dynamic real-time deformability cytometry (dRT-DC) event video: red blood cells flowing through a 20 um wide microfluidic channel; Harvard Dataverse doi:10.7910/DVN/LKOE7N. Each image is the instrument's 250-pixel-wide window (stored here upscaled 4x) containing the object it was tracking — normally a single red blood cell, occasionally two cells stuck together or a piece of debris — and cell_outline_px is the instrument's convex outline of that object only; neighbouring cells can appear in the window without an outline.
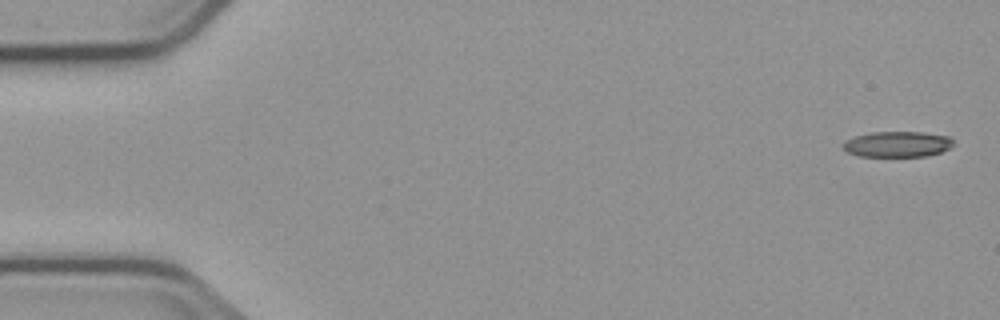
{"species": "common noctule bat (a hibernating species)", "species_latin": "Nyctalus noctula", "temperature_condition": "cold", "stored_images_in_passage": 6, "camera_frame_rate_fps": 3000, "um_per_image_px": 0.085, "animal": {"sex": "male", "body_mass_g": 23.1, "forearm_length_mm": 52.7}, "frame": {"image": 1, "passage_image": 1, "time_ms": 0.0, "image_size_px": [1000, 320], "cell_outline_px": [[952, 144], [948, 148], [940, 152], [928, 156], [856, 156], [848, 152], [840, 144], [844, 140], [856, 136], [872, 132], [924, 132], [948, 136], [952, 140]], "centroid_in_image_um": [76.23, 12.25], "position_along_channel_um": 8.8, "area_um2": 16.47}}
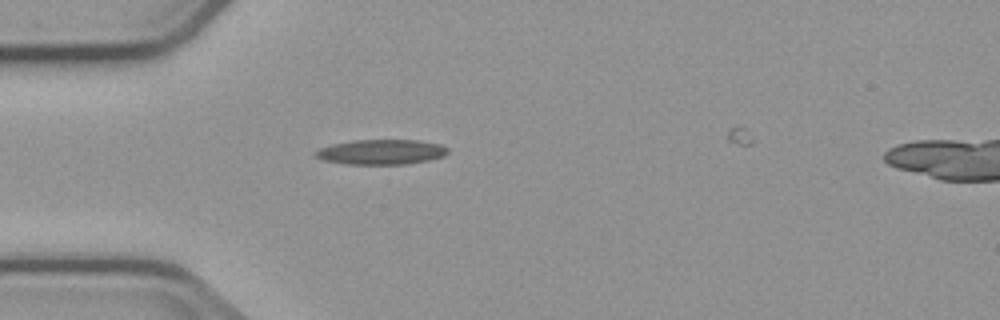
{"frame": {"image": 2, "passage_image": 5, "time_ms": 4.667, "image_size_px": [1000, 320], "cell_outline_px": [[448, 152], [444, 156], [428, 160], [404, 164], [344, 164], [320, 160], [312, 156], [320, 148], [332, 144], [352, 140], [420, 140], [440, 144], [448, 148]], "centroid_in_image_um": [32.37, 12.92], "position_along_channel_um": 52.6, "area_um2": 19.42}}